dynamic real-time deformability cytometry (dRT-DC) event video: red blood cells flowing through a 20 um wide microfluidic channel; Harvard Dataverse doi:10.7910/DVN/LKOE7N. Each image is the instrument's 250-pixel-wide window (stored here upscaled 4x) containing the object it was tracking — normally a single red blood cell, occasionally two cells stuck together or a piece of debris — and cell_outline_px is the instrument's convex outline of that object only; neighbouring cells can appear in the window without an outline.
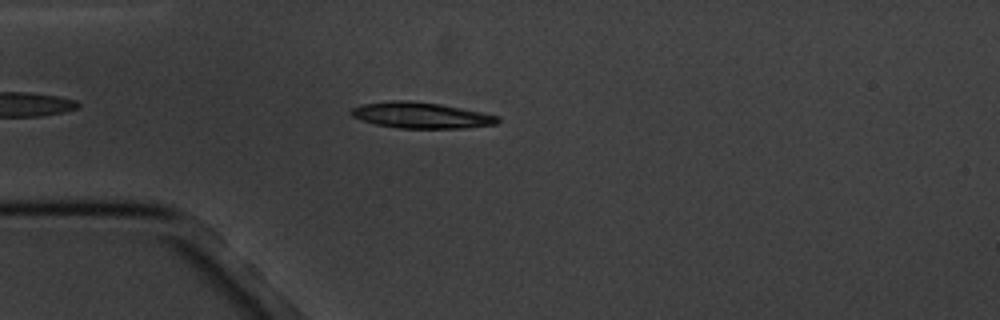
{"species": "common noctule bat (a hibernating species)", "species_latin": "Nyctalus noctula", "temperature_condition": "cold", "stored_images_in_passage": 2, "camera_frame_rate_fps": 3000, "um_per_image_px": 0.085, "animal": {"sex": "male", "body_mass_g": 20.1, "forearm_length_mm": 53.5}, "frame": {"image": 1, "passage_image": 2, "time_ms": 1.0, "image_size_px": [1000, 320], "cell_outline_px": [[500, 120], [496, 124], [464, 128], [396, 128], [376, 124], [352, 116], [352, 108], [360, 104], [392, 100], [408, 100], [440, 104], [500, 116]], "centroid_in_image_um": [35.8, 9.79], "position_along_channel_um": 49.2, "area_um2": 22.02}}